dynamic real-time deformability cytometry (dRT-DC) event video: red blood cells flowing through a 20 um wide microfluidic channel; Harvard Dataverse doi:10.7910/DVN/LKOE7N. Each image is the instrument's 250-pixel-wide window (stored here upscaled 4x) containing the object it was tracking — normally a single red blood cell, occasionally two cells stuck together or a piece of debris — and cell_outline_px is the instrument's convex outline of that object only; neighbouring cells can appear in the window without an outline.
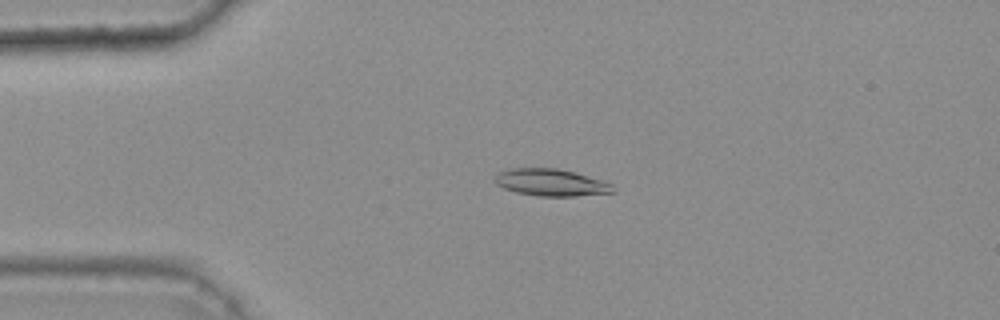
{"species": "common noctule bat (a hibernating species)", "species_latin": "Nyctalus noctula", "temperature_condition": "warm", "stored_images_in_passage": 45, "camera_frame_rate_fps": 3000, "um_per_image_px": 0.085, "animal": {"sex": "female", "body_mass_g": 25.1}, "frame": {"image": 1, "passage_image": 12, "time_ms": 3.667, "image_size_px": [1000, 320], "cell_outline_px": [[616, 192], [576, 196], [540, 196], [516, 192], [504, 188], [496, 184], [492, 180], [496, 172], [512, 168], [556, 168], [576, 172], [604, 180], [612, 184]], "centroid_in_image_um": [46.83, 15.5], "position_along_channel_um": 38.2, "area_um2": 18.9}}
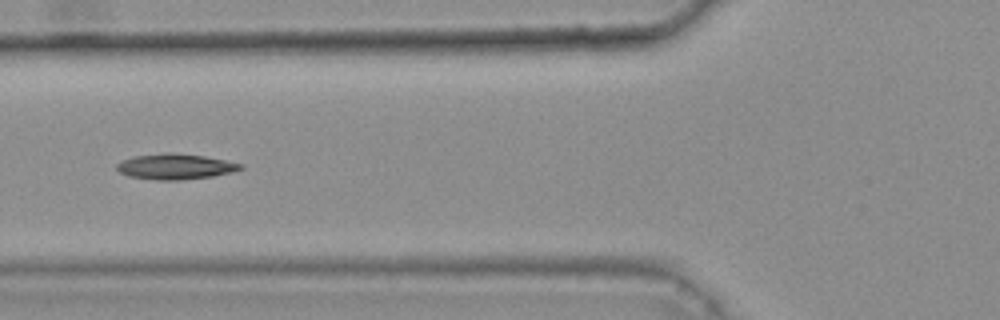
{"frame": {"image": 2, "passage_image": 20, "time_ms": 6.333, "image_size_px": [1000, 320], "cell_outline_px": [[244, 168], [232, 172], [212, 176], [180, 180], [156, 180], [128, 176], [120, 172], [116, 168], [116, 164], [120, 160], [132, 156], [204, 156], [244, 164]], "centroid_in_image_um": [14.9, 14.21], "position_along_channel_um": 110.9, "area_um2": 17.46}}
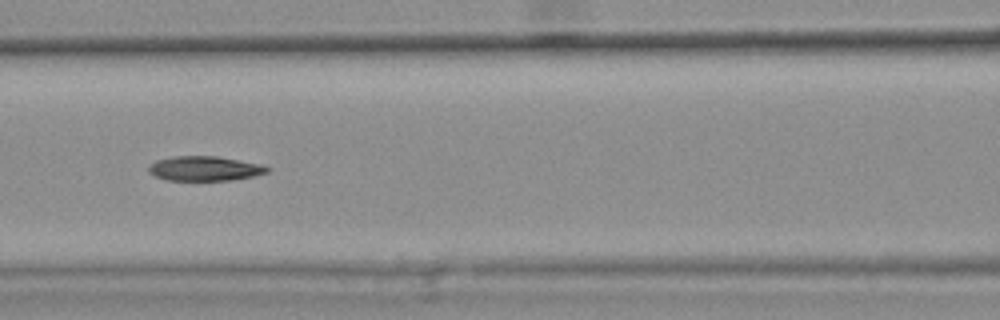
{"frame": {"image": 3, "passage_image": 23, "time_ms": 7.333, "image_size_px": [1000, 320], "cell_outline_px": [[272, 168], [268, 172], [252, 176], [232, 180], [168, 180], [156, 176], [148, 172], [148, 164], [156, 160], [176, 156], [216, 156], [260, 164]], "centroid_in_image_um": [17.38, 14.32], "position_along_channel_um": 149.2, "area_um2": 16.94}}